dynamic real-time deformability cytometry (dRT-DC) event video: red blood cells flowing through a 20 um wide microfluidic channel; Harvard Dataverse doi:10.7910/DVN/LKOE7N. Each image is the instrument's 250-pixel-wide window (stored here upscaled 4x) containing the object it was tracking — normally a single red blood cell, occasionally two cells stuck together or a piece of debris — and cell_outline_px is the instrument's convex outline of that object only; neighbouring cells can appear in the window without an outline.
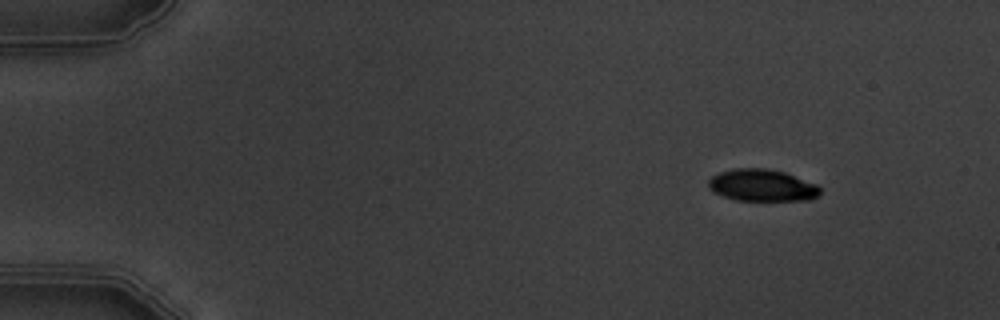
{"species": "common noctule bat (a hibernating species)", "species_latin": "Nyctalus noctula", "temperature_condition": "warm", "stored_images_in_passage": 6, "camera_frame_rate_fps": 3000, "um_per_image_px": 0.085, "animal": {"sex": "male", "body_mass_g": 19.5, "forearm_length_mm": 54.6}, "frame": {"image": 1, "passage_image": 2, "time_ms": 1.333, "image_size_px": [1000, 320], "cell_outline_px": [[820, 196], [812, 200], [736, 200], [712, 192], [708, 188], [708, 180], [712, 176], [720, 172], [732, 168], [764, 168], [784, 172], [816, 184], [820, 188]], "centroid_in_image_um": [64.76, 15.75], "position_along_channel_um": 20.2, "area_um2": 20.87}}
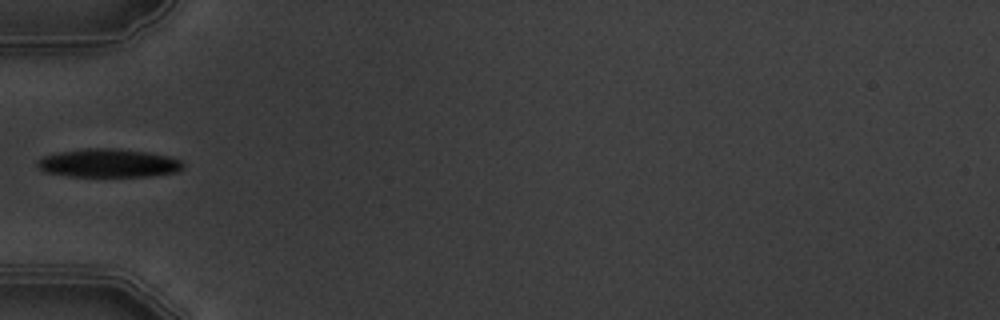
{"frame": {"image": 2, "passage_image": 5, "time_ms": 5.667, "image_size_px": [1000, 320], "cell_outline_px": [[184, 168], [176, 172], [152, 176], [72, 176], [48, 172], [40, 168], [36, 164], [36, 160], [44, 156], [60, 152], [88, 148], [112, 148], [144, 152], [168, 156], [180, 160], [184, 164]], "centroid_in_image_um": [9.25, 13.87], "position_along_channel_um": 75.8, "area_um2": 23.81}}